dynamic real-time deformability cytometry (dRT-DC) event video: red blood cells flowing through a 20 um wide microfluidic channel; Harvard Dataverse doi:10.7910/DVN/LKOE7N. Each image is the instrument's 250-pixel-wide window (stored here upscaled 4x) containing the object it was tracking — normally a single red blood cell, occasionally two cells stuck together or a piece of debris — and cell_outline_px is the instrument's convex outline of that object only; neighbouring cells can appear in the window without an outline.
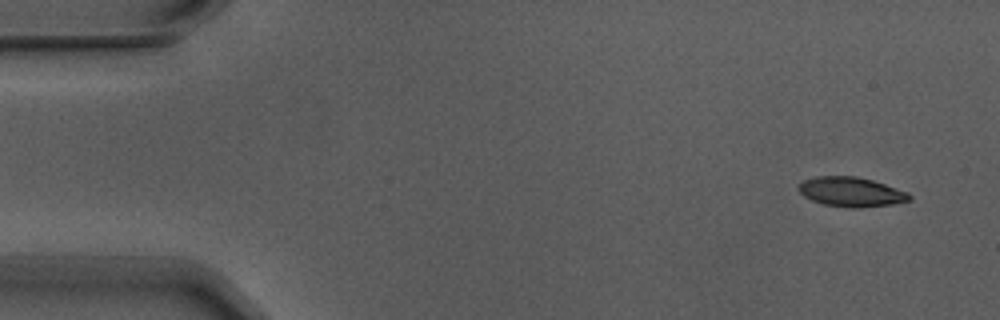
{"species": "Egyptian fruit bat (a non-hibernating species)", "species_latin": "Rousettus aegyptiacus", "temperature_condition": "warm", "stored_images_in_passage": 6, "camera_frame_rate_fps": 3000, "um_per_image_px": 0.085, "animal": {"sex": "male"}, "frame": {"image": 1, "passage_image": 1, "time_ms": 0.0, "image_size_px": [1000, 320], "cell_outline_px": [[912, 200], [892, 204], [860, 208], [848, 208], [824, 204], [812, 200], [804, 196], [800, 192], [800, 184], [804, 180], [816, 176], [856, 176], [872, 180], [908, 192], [912, 196]], "centroid_in_image_um": [72.38, 16.32], "position_along_channel_um": 12.6, "area_um2": 19.02}}
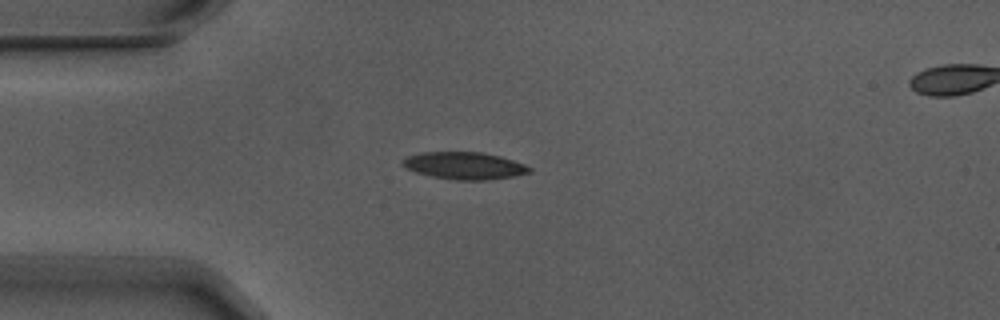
{"frame": {"image": 2, "passage_image": 4, "time_ms": 1.0, "image_size_px": [1000, 320], "cell_outline_px": [[532, 172], [512, 176], [488, 180], [456, 180], [432, 176], [416, 172], [400, 164], [400, 160], [404, 156], [420, 152], [480, 152], [500, 156], [524, 164], [532, 168]], "centroid_in_image_um": [39.43, 14.07], "position_along_channel_um": 45.6, "area_um2": 20.17}}